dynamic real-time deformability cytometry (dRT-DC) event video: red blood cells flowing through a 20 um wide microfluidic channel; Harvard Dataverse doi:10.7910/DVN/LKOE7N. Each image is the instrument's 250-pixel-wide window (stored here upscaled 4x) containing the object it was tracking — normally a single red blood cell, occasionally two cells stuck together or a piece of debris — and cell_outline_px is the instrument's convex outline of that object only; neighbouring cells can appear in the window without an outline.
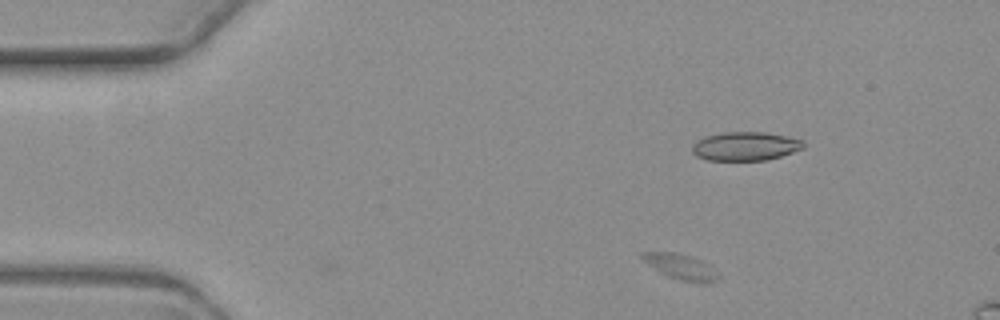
{"species": "common noctule bat (a hibernating species)", "species_latin": "Nyctalus noctula", "temperature_condition": "warm", "stored_images_in_passage": 3, "camera_frame_rate_fps": 3000, "um_per_image_px": 0.085, "animal": {"sex": "female", "body_mass_g": 19.3, "forearm_length_mm": 54.1}, "frame": {"image": 1, "passage_image": 1, "time_ms": 0.0, "image_size_px": [1000, 320], "cell_outline_px": [[716, 280], [708, 284], [700, 284], [680, 280], [668, 276], [660, 272], [644, 260], [640, 256], [640, 252], [676, 252], [692, 256], [700, 260], [716, 276]], "centroid_in_image_um": [57.79, 22.67], "position_along_channel_um": 27.2, "area_um2": 10.81}}